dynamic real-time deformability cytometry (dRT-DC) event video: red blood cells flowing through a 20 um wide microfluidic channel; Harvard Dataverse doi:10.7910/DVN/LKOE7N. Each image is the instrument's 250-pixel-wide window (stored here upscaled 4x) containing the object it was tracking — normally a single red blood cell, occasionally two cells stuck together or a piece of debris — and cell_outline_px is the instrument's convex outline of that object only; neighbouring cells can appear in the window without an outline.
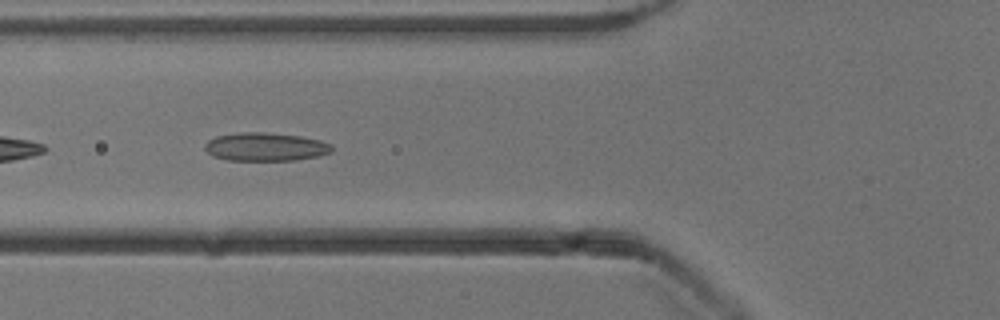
{"species": "common noctule bat (a hibernating species)", "species_latin": "Nyctalus noctula", "temperature_condition": "cold", "stored_images_in_passage": 32, "camera_frame_rate_fps": 3000, "um_per_image_px": 0.085, "animal": {"sex": "male", "body_mass_g": 13.3}, "frame": {"image": 1, "passage_image": 4, "time_ms": 1.0, "image_size_px": [1000, 320], "cell_outline_px": [[332, 152], [320, 156], [296, 160], [228, 160], [212, 156], [204, 148], [204, 144], [208, 140], [216, 136], [240, 132], [264, 132], [300, 136], [320, 140], [332, 144]], "centroid_in_image_um": [22.57, 12.48], "position_along_channel_um": 103.2, "area_um2": 21.1}}
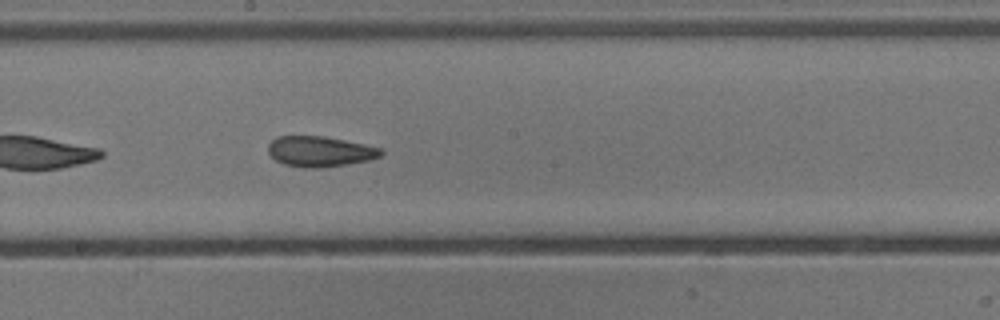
{"frame": {"image": 2, "passage_image": 13, "time_ms": 4.0, "image_size_px": [1000, 320], "cell_outline_px": [[384, 152], [380, 156], [368, 160], [320, 168], [304, 168], [284, 164], [276, 160], [268, 152], [268, 144], [276, 136], [324, 136], [384, 148]], "centroid_in_image_um": [27.19, 12.87], "position_along_channel_um": 221.0, "area_um2": 20.0}}
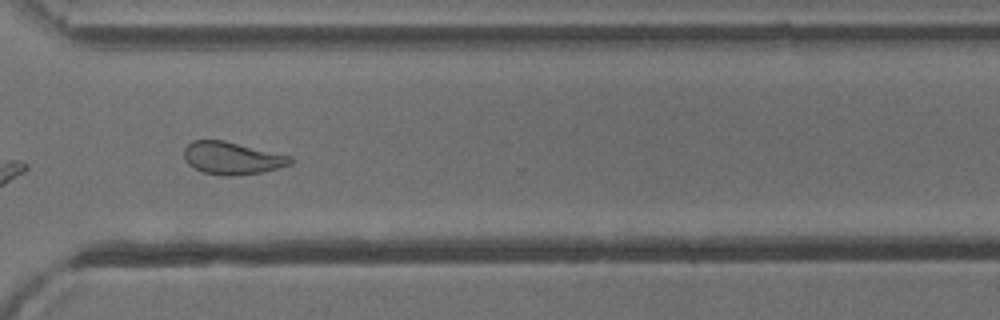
{"frame": {"image": 3, "passage_image": 23, "time_ms": 7.333, "image_size_px": [1000, 320], "cell_outline_px": [[292, 164], [260, 172], [232, 176], [224, 176], [204, 172], [188, 164], [184, 156], [184, 148], [192, 140], [224, 140], [292, 156]], "centroid_in_image_um": [19.72, 13.43], "position_along_channel_um": 350.9, "area_um2": 20.0}, "authors_computed_cell_mechanics": {"area_um2": 20.1433, "velocity_mm_per_s": 3.9031, "shape_relaxation_time_tau1_ms": null, "shape_relaxation_time_tau2_ms": 2.2736, "deformation_change_tau1": null, "deformation_change_tau2": 0.0935}}